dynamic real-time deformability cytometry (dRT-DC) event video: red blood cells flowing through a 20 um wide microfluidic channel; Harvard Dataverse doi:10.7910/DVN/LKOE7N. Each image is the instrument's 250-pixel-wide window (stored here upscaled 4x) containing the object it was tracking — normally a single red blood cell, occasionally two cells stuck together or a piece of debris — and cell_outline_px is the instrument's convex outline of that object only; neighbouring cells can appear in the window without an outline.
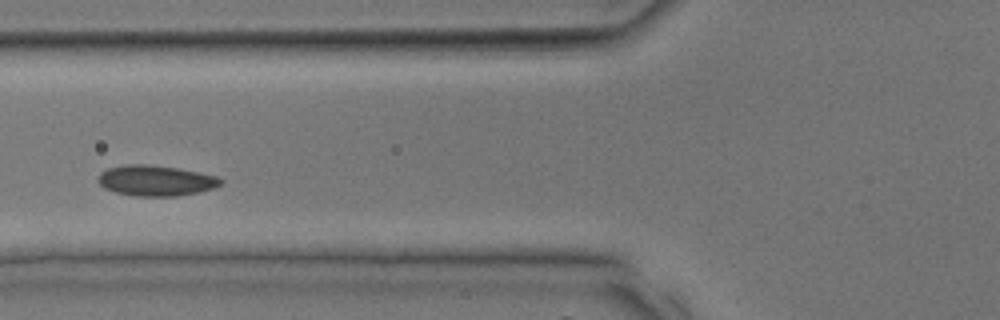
{"species": "common noctule bat (a hibernating species)", "species_latin": "Nyctalus noctula", "temperature_condition": "room temperature", "stored_images_in_passage": 28, "camera_frame_rate_fps": 3000, "um_per_image_px": 0.085, "animal": {"sex": "male", "body_mass_g": 17.9, "forearm_length_mm": 54.2}, "frame": {"image": 1, "passage_image": 8, "time_ms": 2.333, "image_size_px": [1000, 320], "cell_outline_px": [[224, 180], [220, 184], [212, 188], [200, 192], [176, 196], [132, 196], [116, 192], [104, 188], [96, 180], [100, 172], [108, 168], [124, 164], [148, 164], [180, 168], [216, 176]], "centroid_in_image_um": [13.21, 15.34], "position_along_channel_um": 112.6, "area_um2": 22.02}}
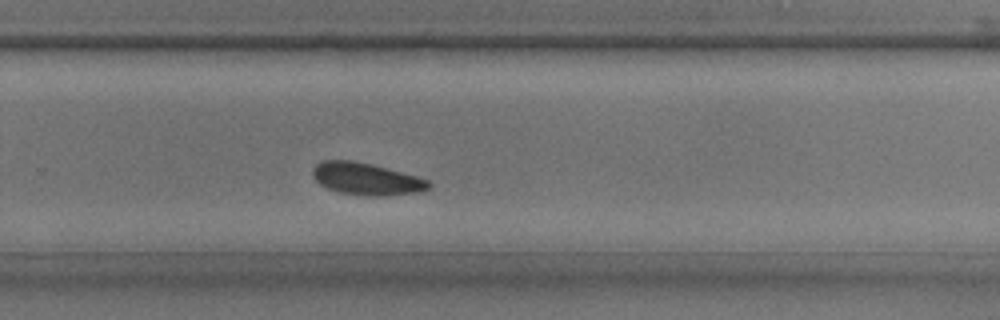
{"frame": {"image": 2, "passage_image": 18, "time_ms": 5.667, "image_size_px": [1000, 320], "cell_outline_px": [[432, 184], [428, 188], [416, 192], [388, 196], [364, 196], [340, 192], [328, 188], [320, 184], [312, 176], [312, 168], [316, 164], [324, 160], [352, 160], [372, 164], [388, 168], [416, 176], [428, 180]], "centroid_in_image_um": [31.12, 15.2], "position_along_channel_um": 298.7, "area_um2": 21.73}}